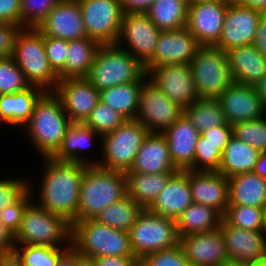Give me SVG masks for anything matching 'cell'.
I'll return each mask as SVG.
<instances>
[{
    "instance_id": "37",
    "label": "cell",
    "mask_w": 266,
    "mask_h": 266,
    "mask_svg": "<svg viewBox=\"0 0 266 266\" xmlns=\"http://www.w3.org/2000/svg\"><path fill=\"white\" fill-rule=\"evenodd\" d=\"M143 208L128 194L105 207L94 220L111 228L129 232Z\"/></svg>"
},
{
    "instance_id": "27",
    "label": "cell",
    "mask_w": 266,
    "mask_h": 266,
    "mask_svg": "<svg viewBox=\"0 0 266 266\" xmlns=\"http://www.w3.org/2000/svg\"><path fill=\"white\" fill-rule=\"evenodd\" d=\"M179 171L173 164L163 133H148L140 147L134 164L126 173L160 174Z\"/></svg>"
},
{
    "instance_id": "51",
    "label": "cell",
    "mask_w": 266,
    "mask_h": 266,
    "mask_svg": "<svg viewBox=\"0 0 266 266\" xmlns=\"http://www.w3.org/2000/svg\"><path fill=\"white\" fill-rule=\"evenodd\" d=\"M205 140L209 143L215 145V148L218 149L221 153L224 150V147L229 143V140L233 136V128L229 123L214 127L211 130L203 132L201 134Z\"/></svg>"
},
{
    "instance_id": "38",
    "label": "cell",
    "mask_w": 266,
    "mask_h": 266,
    "mask_svg": "<svg viewBox=\"0 0 266 266\" xmlns=\"http://www.w3.org/2000/svg\"><path fill=\"white\" fill-rule=\"evenodd\" d=\"M183 114L200 134L227 123L217 99H197Z\"/></svg>"
},
{
    "instance_id": "5",
    "label": "cell",
    "mask_w": 266,
    "mask_h": 266,
    "mask_svg": "<svg viewBox=\"0 0 266 266\" xmlns=\"http://www.w3.org/2000/svg\"><path fill=\"white\" fill-rule=\"evenodd\" d=\"M147 77L144 65L129 52L116 44H105L97 49L86 78L100 91Z\"/></svg>"
},
{
    "instance_id": "54",
    "label": "cell",
    "mask_w": 266,
    "mask_h": 266,
    "mask_svg": "<svg viewBox=\"0 0 266 266\" xmlns=\"http://www.w3.org/2000/svg\"><path fill=\"white\" fill-rule=\"evenodd\" d=\"M123 13H145L155 0H118Z\"/></svg>"
},
{
    "instance_id": "58",
    "label": "cell",
    "mask_w": 266,
    "mask_h": 266,
    "mask_svg": "<svg viewBox=\"0 0 266 266\" xmlns=\"http://www.w3.org/2000/svg\"><path fill=\"white\" fill-rule=\"evenodd\" d=\"M241 6L266 12V0H235Z\"/></svg>"
},
{
    "instance_id": "59",
    "label": "cell",
    "mask_w": 266,
    "mask_h": 266,
    "mask_svg": "<svg viewBox=\"0 0 266 266\" xmlns=\"http://www.w3.org/2000/svg\"><path fill=\"white\" fill-rule=\"evenodd\" d=\"M253 172L266 180V151L260 152L258 161L256 162Z\"/></svg>"
},
{
    "instance_id": "55",
    "label": "cell",
    "mask_w": 266,
    "mask_h": 266,
    "mask_svg": "<svg viewBox=\"0 0 266 266\" xmlns=\"http://www.w3.org/2000/svg\"><path fill=\"white\" fill-rule=\"evenodd\" d=\"M253 46L266 56V12L260 16Z\"/></svg>"
},
{
    "instance_id": "31",
    "label": "cell",
    "mask_w": 266,
    "mask_h": 266,
    "mask_svg": "<svg viewBox=\"0 0 266 266\" xmlns=\"http://www.w3.org/2000/svg\"><path fill=\"white\" fill-rule=\"evenodd\" d=\"M260 151L232 136L224 147L218 172L226 177L253 171Z\"/></svg>"
},
{
    "instance_id": "48",
    "label": "cell",
    "mask_w": 266,
    "mask_h": 266,
    "mask_svg": "<svg viewBox=\"0 0 266 266\" xmlns=\"http://www.w3.org/2000/svg\"><path fill=\"white\" fill-rule=\"evenodd\" d=\"M31 201L32 195L28 189L15 203L0 210V221L4 223L13 236L18 232L23 212Z\"/></svg>"
},
{
    "instance_id": "23",
    "label": "cell",
    "mask_w": 266,
    "mask_h": 266,
    "mask_svg": "<svg viewBox=\"0 0 266 266\" xmlns=\"http://www.w3.org/2000/svg\"><path fill=\"white\" fill-rule=\"evenodd\" d=\"M37 30L43 36L67 41L87 37L78 0H60Z\"/></svg>"
},
{
    "instance_id": "22",
    "label": "cell",
    "mask_w": 266,
    "mask_h": 266,
    "mask_svg": "<svg viewBox=\"0 0 266 266\" xmlns=\"http://www.w3.org/2000/svg\"><path fill=\"white\" fill-rule=\"evenodd\" d=\"M179 244L191 266H220L229 261L220 228L182 236Z\"/></svg>"
},
{
    "instance_id": "53",
    "label": "cell",
    "mask_w": 266,
    "mask_h": 266,
    "mask_svg": "<svg viewBox=\"0 0 266 266\" xmlns=\"http://www.w3.org/2000/svg\"><path fill=\"white\" fill-rule=\"evenodd\" d=\"M93 259L96 266H140V260L135 256H101Z\"/></svg>"
},
{
    "instance_id": "66",
    "label": "cell",
    "mask_w": 266,
    "mask_h": 266,
    "mask_svg": "<svg viewBox=\"0 0 266 266\" xmlns=\"http://www.w3.org/2000/svg\"><path fill=\"white\" fill-rule=\"evenodd\" d=\"M188 3H194V2H198V1H215V0H187Z\"/></svg>"
},
{
    "instance_id": "28",
    "label": "cell",
    "mask_w": 266,
    "mask_h": 266,
    "mask_svg": "<svg viewBox=\"0 0 266 266\" xmlns=\"http://www.w3.org/2000/svg\"><path fill=\"white\" fill-rule=\"evenodd\" d=\"M45 91L38 86H31L25 91L0 94V126L21 130L30 120L34 105ZM21 128V129H20Z\"/></svg>"
},
{
    "instance_id": "26",
    "label": "cell",
    "mask_w": 266,
    "mask_h": 266,
    "mask_svg": "<svg viewBox=\"0 0 266 266\" xmlns=\"http://www.w3.org/2000/svg\"><path fill=\"white\" fill-rule=\"evenodd\" d=\"M193 202L189 170L177 171L148 210L157 215L177 220Z\"/></svg>"
},
{
    "instance_id": "16",
    "label": "cell",
    "mask_w": 266,
    "mask_h": 266,
    "mask_svg": "<svg viewBox=\"0 0 266 266\" xmlns=\"http://www.w3.org/2000/svg\"><path fill=\"white\" fill-rule=\"evenodd\" d=\"M262 11L244 7L231 1L225 13L217 48L224 52L253 44Z\"/></svg>"
},
{
    "instance_id": "9",
    "label": "cell",
    "mask_w": 266,
    "mask_h": 266,
    "mask_svg": "<svg viewBox=\"0 0 266 266\" xmlns=\"http://www.w3.org/2000/svg\"><path fill=\"white\" fill-rule=\"evenodd\" d=\"M132 251L139 260L180 243L176 220L143 209L129 230Z\"/></svg>"
},
{
    "instance_id": "42",
    "label": "cell",
    "mask_w": 266,
    "mask_h": 266,
    "mask_svg": "<svg viewBox=\"0 0 266 266\" xmlns=\"http://www.w3.org/2000/svg\"><path fill=\"white\" fill-rule=\"evenodd\" d=\"M232 128L234 137L260 152L266 151V115L251 121L234 123Z\"/></svg>"
},
{
    "instance_id": "60",
    "label": "cell",
    "mask_w": 266,
    "mask_h": 266,
    "mask_svg": "<svg viewBox=\"0 0 266 266\" xmlns=\"http://www.w3.org/2000/svg\"><path fill=\"white\" fill-rule=\"evenodd\" d=\"M56 266H75V250L71 247L57 262Z\"/></svg>"
},
{
    "instance_id": "15",
    "label": "cell",
    "mask_w": 266,
    "mask_h": 266,
    "mask_svg": "<svg viewBox=\"0 0 266 266\" xmlns=\"http://www.w3.org/2000/svg\"><path fill=\"white\" fill-rule=\"evenodd\" d=\"M147 74L170 100L183 109L199 99L190 64L161 65Z\"/></svg>"
},
{
    "instance_id": "56",
    "label": "cell",
    "mask_w": 266,
    "mask_h": 266,
    "mask_svg": "<svg viewBox=\"0 0 266 266\" xmlns=\"http://www.w3.org/2000/svg\"><path fill=\"white\" fill-rule=\"evenodd\" d=\"M15 248L14 236L0 221V254L13 253Z\"/></svg>"
},
{
    "instance_id": "65",
    "label": "cell",
    "mask_w": 266,
    "mask_h": 266,
    "mask_svg": "<svg viewBox=\"0 0 266 266\" xmlns=\"http://www.w3.org/2000/svg\"><path fill=\"white\" fill-rule=\"evenodd\" d=\"M250 266H266V259L258 263L250 264Z\"/></svg>"
},
{
    "instance_id": "52",
    "label": "cell",
    "mask_w": 266,
    "mask_h": 266,
    "mask_svg": "<svg viewBox=\"0 0 266 266\" xmlns=\"http://www.w3.org/2000/svg\"><path fill=\"white\" fill-rule=\"evenodd\" d=\"M0 22L21 26V0H0Z\"/></svg>"
},
{
    "instance_id": "14",
    "label": "cell",
    "mask_w": 266,
    "mask_h": 266,
    "mask_svg": "<svg viewBox=\"0 0 266 266\" xmlns=\"http://www.w3.org/2000/svg\"><path fill=\"white\" fill-rule=\"evenodd\" d=\"M230 0L189 3L186 28L200 46H216Z\"/></svg>"
},
{
    "instance_id": "18",
    "label": "cell",
    "mask_w": 266,
    "mask_h": 266,
    "mask_svg": "<svg viewBox=\"0 0 266 266\" xmlns=\"http://www.w3.org/2000/svg\"><path fill=\"white\" fill-rule=\"evenodd\" d=\"M101 138L102 137L98 133L94 132L91 128H88L83 123L72 122L66 129V134L62 139L59 149L51 156V158H54L58 161L80 162L87 165H98L101 157V149L97 148H101ZM95 145L99 146L96 147ZM92 146H94V149ZM95 149H97L99 152H97ZM95 153L97 154L96 156ZM92 154H94V156Z\"/></svg>"
},
{
    "instance_id": "62",
    "label": "cell",
    "mask_w": 266,
    "mask_h": 266,
    "mask_svg": "<svg viewBox=\"0 0 266 266\" xmlns=\"http://www.w3.org/2000/svg\"><path fill=\"white\" fill-rule=\"evenodd\" d=\"M75 266H96L93 258L79 255L75 251Z\"/></svg>"
},
{
    "instance_id": "34",
    "label": "cell",
    "mask_w": 266,
    "mask_h": 266,
    "mask_svg": "<svg viewBox=\"0 0 266 266\" xmlns=\"http://www.w3.org/2000/svg\"><path fill=\"white\" fill-rule=\"evenodd\" d=\"M127 194L143 209H148L175 173H125Z\"/></svg>"
},
{
    "instance_id": "41",
    "label": "cell",
    "mask_w": 266,
    "mask_h": 266,
    "mask_svg": "<svg viewBox=\"0 0 266 266\" xmlns=\"http://www.w3.org/2000/svg\"><path fill=\"white\" fill-rule=\"evenodd\" d=\"M223 219L234 227L262 231V208L244 205H228Z\"/></svg>"
},
{
    "instance_id": "3",
    "label": "cell",
    "mask_w": 266,
    "mask_h": 266,
    "mask_svg": "<svg viewBox=\"0 0 266 266\" xmlns=\"http://www.w3.org/2000/svg\"><path fill=\"white\" fill-rule=\"evenodd\" d=\"M126 194L124 172L88 165L80 185L77 221L94 219L101 210Z\"/></svg>"
},
{
    "instance_id": "1",
    "label": "cell",
    "mask_w": 266,
    "mask_h": 266,
    "mask_svg": "<svg viewBox=\"0 0 266 266\" xmlns=\"http://www.w3.org/2000/svg\"><path fill=\"white\" fill-rule=\"evenodd\" d=\"M40 159L43 165L39 166L42 168L37 177L39 180L34 181L36 178L32 174L28 176L32 200L47 211L63 216L69 223L76 222L80 185L88 165L51 157Z\"/></svg>"
},
{
    "instance_id": "8",
    "label": "cell",
    "mask_w": 266,
    "mask_h": 266,
    "mask_svg": "<svg viewBox=\"0 0 266 266\" xmlns=\"http://www.w3.org/2000/svg\"><path fill=\"white\" fill-rule=\"evenodd\" d=\"M149 131L138 120H126L113 132L101 138V157L98 166L128 172Z\"/></svg>"
},
{
    "instance_id": "63",
    "label": "cell",
    "mask_w": 266,
    "mask_h": 266,
    "mask_svg": "<svg viewBox=\"0 0 266 266\" xmlns=\"http://www.w3.org/2000/svg\"><path fill=\"white\" fill-rule=\"evenodd\" d=\"M220 266H250V264L229 260L228 262H225V263L221 264Z\"/></svg>"
},
{
    "instance_id": "36",
    "label": "cell",
    "mask_w": 266,
    "mask_h": 266,
    "mask_svg": "<svg viewBox=\"0 0 266 266\" xmlns=\"http://www.w3.org/2000/svg\"><path fill=\"white\" fill-rule=\"evenodd\" d=\"M187 0H155L145 12L161 30H176L187 26Z\"/></svg>"
},
{
    "instance_id": "49",
    "label": "cell",
    "mask_w": 266,
    "mask_h": 266,
    "mask_svg": "<svg viewBox=\"0 0 266 266\" xmlns=\"http://www.w3.org/2000/svg\"><path fill=\"white\" fill-rule=\"evenodd\" d=\"M44 48L51 67L59 75L65 68L68 41L61 38L44 36Z\"/></svg>"
},
{
    "instance_id": "2",
    "label": "cell",
    "mask_w": 266,
    "mask_h": 266,
    "mask_svg": "<svg viewBox=\"0 0 266 266\" xmlns=\"http://www.w3.org/2000/svg\"><path fill=\"white\" fill-rule=\"evenodd\" d=\"M71 123L60 98L54 91H45L35 103L30 120L19 133L26 134L24 143H30L28 146L31 145L38 158L51 157L59 149Z\"/></svg>"
},
{
    "instance_id": "11",
    "label": "cell",
    "mask_w": 266,
    "mask_h": 266,
    "mask_svg": "<svg viewBox=\"0 0 266 266\" xmlns=\"http://www.w3.org/2000/svg\"><path fill=\"white\" fill-rule=\"evenodd\" d=\"M181 108L147 77L140 88L136 120L150 133L165 132L181 115Z\"/></svg>"
},
{
    "instance_id": "12",
    "label": "cell",
    "mask_w": 266,
    "mask_h": 266,
    "mask_svg": "<svg viewBox=\"0 0 266 266\" xmlns=\"http://www.w3.org/2000/svg\"><path fill=\"white\" fill-rule=\"evenodd\" d=\"M87 37L100 45L117 42L123 11L118 0H78Z\"/></svg>"
},
{
    "instance_id": "29",
    "label": "cell",
    "mask_w": 266,
    "mask_h": 266,
    "mask_svg": "<svg viewBox=\"0 0 266 266\" xmlns=\"http://www.w3.org/2000/svg\"><path fill=\"white\" fill-rule=\"evenodd\" d=\"M226 54L234 82L255 86L266 74V56L253 44L232 48Z\"/></svg>"
},
{
    "instance_id": "43",
    "label": "cell",
    "mask_w": 266,
    "mask_h": 266,
    "mask_svg": "<svg viewBox=\"0 0 266 266\" xmlns=\"http://www.w3.org/2000/svg\"><path fill=\"white\" fill-rule=\"evenodd\" d=\"M31 84L12 57L0 58V94L18 93Z\"/></svg>"
},
{
    "instance_id": "17",
    "label": "cell",
    "mask_w": 266,
    "mask_h": 266,
    "mask_svg": "<svg viewBox=\"0 0 266 266\" xmlns=\"http://www.w3.org/2000/svg\"><path fill=\"white\" fill-rule=\"evenodd\" d=\"M200 47L186 28L161 31L152 58L144 65L146 73L152 68L169 64H190Z\"/></svg>"
},
{
    "instance_id": "7",
    "label": "cell",
    "mask_w": 266,
    "mask_h": 266,
    "mask_svg": "<svg viewBox=\"0 0 266 266\" xmlns=\"http://www.w3.org/2000/svg\"><path fill=\"white\" fill-rule=\"evenodd\" d=\"M31 86L44 91H54L59 75L53 70L46 56L44 36L35 28H23L17 35L12 55Z\"/></svg>"
},
{
    "instance_id": "44",
    "label": "cell",
    "mask_w": 266,
    "mask_h": 266,
    "mask_svg": "<svg viewBox=\"0 0 266 266\" xmlns=\"http://www.w3.org/2000/svg\"><path fill=\"white\" fill-rule=\"evenodd\" d=\"M60 0H21V27L35 28Z\"/></svg>"
},
{
    "instance_id": "32",
    "label": "cell",
    "mask_w": 266,
    "mask_h": 266,
    "mask_svg": "<svg viewBox=\"0 0 266 266\" xmlns=\"http://www.w3.org/2000/svg\"><path fill=\"white\" fill-rule=\"evenodd\" d=\"M99 46L97 41L89 37L68 41L65 68L59 74V79L87 77Z\"/></svg>"
},
{
    "instance_id": "6",
    "label": "cell",
    "mask_w": 266,
    "mask_h": 266,
    "mask_svg": "<svg viewBox=\"0 0 266 266\" xmlns=\"http://www.w3.org/2000/svg\"><path fill=\"white\" fill-rule=\"evenodd\" d=\"M14 242L15 246L71 247V223L63 216L47 211L32 200L23 212Z\"/></svg>"
},
{
    "instance_id": "21",
    "label": "cell",
    "mask_w": 266,
    "mask_h": 266,
    "mask_svg": "<svg viewBox=\"0 0 266 266\" xmlns=\"http://www.w3.org/2000/svg\"><path fill=\"white\" fill-rule=\"evenodd\" d=\"M219 228L225 239L229 260L254 264L266 259V234L263 231L234 227L224 219Z\"/></svg>"
},
{
    "instance_id": "40",
    "label": "cell",
    "mask_w": 266,
    "mask_h": 266,
    "mask_svg": "<svg viewBox=\"0 0 266 266\" xmlns=\"http://www.w3.org/2000/svg\"><path fill=\"white\" fill-rule=\"evenodd\" d=\"M126 120L122 114L99 101L83 124L102 137L113 132Z\"/></svg>"
},
{
    "instance_id": "57",
    "label": "cell",
    "mask_w": 266,
    "mask_h": 266,
    "mask_svg": "<svg viewBox=\"0 0 266 266\" xmlns=\"http://www.w3.org/2000/svg\"><path fill=\"white\" fill-rule=\"evenodd\" d=\"M0 266H24V264L13 252L8 254H0Z\"/></svg>"
},
{
    "instance_id": "47",
    "label": "cell",
    "mask_w": 266,
    "mask_h": 266,
    "mask_svg": "<svg viewBox=\"0 0 266 266\" xmlns=\"http://www.w3.org/2000/svg\"><path fill=\"white\" fill-rule=\"evenodd\" d=\"M140 266H191L178 244L175 247L156 251L140 260Z\"/></svg>"
},
{
    "instance_id": "64",
    "label": "cell",
    "mask_w": 266,
    "mask_h": 266,
    "mask_svg": "<svg viewBox=\"0 0 266 266\" xmlns=\"http://www.w3.org/2000/svg\"><path fill=\"white\" fill-rule=\"evenodd\" d=\"M262 211H263L262 231L266 234V204L262 208Z\"/></svg>"
},
{
    "instance_id": "45",
    "label": "cell",
    "mask_w": 266,
    "mask_h": 266,
    "mask_svg": "<svg viewBox=\"0 0 266 266\" xmlns=\"http://www.w3.org/2000/svg\"><path fill=\"white\" fill-rule=\"evenodd\" d=\"M222 153L200 134L194 156V171H218Z\"/></svg>"
},
{
    "instance_id": "61",
    "label": "cell",
    "mask_w": 266,
    "mask_h": 266,
    "mask_svg": "<svg viewBox=\"0 0 266 266\" xmlns=\"http://www.w3.org/2000/svg\"><path fill=\"white\" fill-rule=\"evenodd\" d=\"M257 95L261 98V101L266 108V74L259 80L254 86Z\"/></svg>"
},
{
    "instance_id": "35",
    "label": "cell",
    "mask_w": 266,
    "mask_h": 266,
    "mask_svg": "<svg viewBox=\"0 0 266 266\" xmlns=\"http://www.w3.org/2000/svg\"><path fill=\"white\" fill-rule=\"evenodd\" d=\"M142 82L119 84L100 90L99 100L122 114L127 120H136Z\"/></svg>"
},
{
    "instance_id": "19",
    "label": "cell",
    "mask_w": 266,
    "mask_h": 266,
    "mask_svg": "<svg viewBox=\"0 0 266 266\" xmlns=\"http://www.w3.org/2000/svg\"><path fill=\"white\" fill-rule=\"evenodd\" d=\"M54 93L60 98L69 119L76 123H83L100 101L99 91L86 77L62 79Z\"/></svg>"
},
{
    "instance_id": "50",
    "label": "cell",
    "mask_w": 266,
    "mask_h": 266,
    "mask_svg": "<svg viewBox=\"0 0 266 266\" xmlns=\"http://www.w3.org/2000/svg\"><path fill=\"white\" fill-rule=\"evenodd\" d=\"M23 27L0 22V58L12 57L17 35Z\"/></svg>"
},
{
    "instance_id": "10",
    "label": "cell",
    "mask_w": 266,
    "mask_h": 266,
    "mask_svg": "<svg viewBox=\"0 0 266 266\" xmlns=\"http://www.w3.org/2000/svg\"><path fill=\"white\" fill-rule=\"evenodd\" d=\"M199 99H217L233 82L226 52L200 46L190 62Z\"/></svg>"
},
{
    "instance_id": "33",
    "label": "cell",
    "mask_w": 266,
    "mask_h": 266,
    "mask_svg": "<svg viewBox=\"0 0 266 266\" xmlns=\"http://www.w3.org/2000/svg\"><path fill=\"white\" fill-rule=\"evenodd\" d=\"M223 215L213 207L192 202L177 218L178 235L210 232L220 227Z\"/></svg>"
},
{
    "instance_id": "46",
    "label": "cell",
    "mask_w": 266,
    "mask_h": 266,
    "mask_svg": "<svg viewBox=\"0 0 266 266\" xmlns=\"http://www.w3.org/2000/svg\"><path fill=\"white\" fill-rule=\"evenodd\" d=\"M5 176L0 175V210L15 203L29 188L28 175L12 177L6 174Z\"/></svg>"
},
{
    "instance_id": "30",
    "label": "cell",
    "mask_w": 266,
    "mask_h": 266,
    "mask_svg": "<svg viewBox=\"0 0 266 266\" xmlns=\"http://www.w3.org/2000/svg\"><path fill=\"white\" fill-rule=\"evenodd\" d=\"M229 205L263 208L266 204V180L253 171L228 178Z\"/></svg>"
},
{
    "instance_id": "20",
    "label": "cell",
    "mask_w": 266,
    "mask_h": 266,
    "mask_svg": "<svg viewBox=\"0 0 266 266\" xmlns=\"http://www.w3.org/2000/svg\"><path fill=\"white\" fill-rule=\"evenodd\" d=\"M217 100L224 112L226 122L230 125L266 115V108L254 86L233 82Z\"/></svg>"
},
{
    "instance_id": "4",
    "label": "cell",
    "mask_w": 266,
    "mask_h": 266,
    "mask_svg": "<svg viewBox=\"0 0 266 266\" xmlns=\"http://www.w3.org/2000/svg\"><path fill=\"white\" fill-rule=\"evenodd\" d=\"M71 247L88 258L135 256L129 232L111 228L94 219L71 224Z\"/></svg>"
},
{
    "instance_id": "13",
    "label": "cell",
    "mask_w": 266,
    "mask_h": 266,
    "mask_svg": "<svg viewBox=\"0 0 266 266\" xmlns=\"http://www.w3.org/2000/svg\"><path fill=\"white\" fill-rule=\"evenodd\" d=\"M160 32L146 13H123L120 33L115 44L145 65L154 54Z\"/></svg>"
},
{
    "instance_id": "25",
    "label": "cell",
    "mask_w": 266,
    "mask_h": 266,
    "mask_svg": "<svg viewBox=\"0 0 266 266\" xmlns=\"http://www.w3.org/2000/svg\"><path fill=\"white\" fill-rule=\"evenodd\" d=\"M171 160L178 170L194 171V156L200 133L182 114L165 132Z\"/></svg>"
},
{
    "instance_id": "24",
    "label": "cell",
    "mask_w": 266,
    "mask_h": 266,
    "mask_svg": "<svg viewBox=\"0 0 266 266\" xmlns=\"http://www.w3.org/2000/svg\"><path fill=\"white\" fill-rule=\"evenodd\" d=\"M192 200L213 207L222 215L229 205L228 177L218 171L189 170Z\"/></svg>"
},
{
    "instance_id": "39",
    "label": "cell",
    "mask_w": 266,
    "mask_h": 266,
    "mask_svg": "<svg viewBox=\"0 0 266 266\" xmlns=\"http://www.w3.org/2000/svg\"><path fill=\"white\" fill-rule=\"evenodd\" d=\"M71 247H48L41 245L15 246L14 253L24 266H56L59 259Z\"/></svg>"
}]
</instances>
